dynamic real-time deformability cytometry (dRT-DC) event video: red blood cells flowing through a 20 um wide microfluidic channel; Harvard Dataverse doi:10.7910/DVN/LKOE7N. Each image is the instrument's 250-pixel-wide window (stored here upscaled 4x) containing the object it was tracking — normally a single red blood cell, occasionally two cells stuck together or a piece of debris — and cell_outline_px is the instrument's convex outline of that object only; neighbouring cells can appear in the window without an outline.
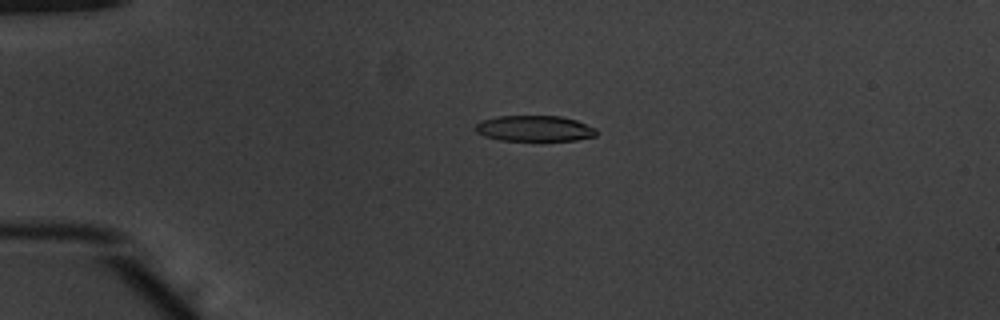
{"species": "common noctule bat (a hibernating species)", "species_latin": "Nyctalus noctula", "temperature_condition": "warm", "stored_images_in_passage": 53, "camera_frame_rate_fps": 3000, "um_per_image_px": 0.085, "animal": {"sex": "male", "body_mass_g": 20.1, "forearm_length_mm": 53.5}, "frame": {"image": 1, "passage_image": 13, "time_ms": 4.0, "image_size_px": [1000, 320], "cell_outline_px": [[596, 136], [576, 140], [500, 140], [484, 136], [476, 132], [472, 128], [480, 120], [496, 116], [560, 116], [576, 120], [596, 128]], "centroid_in_image_um": [45.38, 10.91], "position_along_channel_um": 39.6, "area_um2": 18.26}}
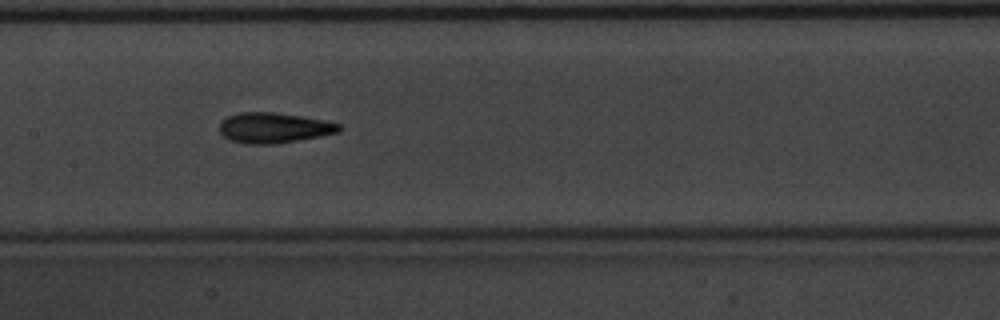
{"frame": {"image": 2, "passage_image": 27, "time_ms": 8.667, "image_size_px": [1000, 320], "cell_outline_px": [[340, 132], [276, 144], [248, 144], [232, 140], [224, 136], [220, 132], [220, 120], [228, 116], [240, 112], [272, 112], [300, 116], [324, 120], [340, 124]], "centroid_in_image_um": [23.26, 10.86], "position_along_channel_um": 184.1, "area_um2": 20.98}}
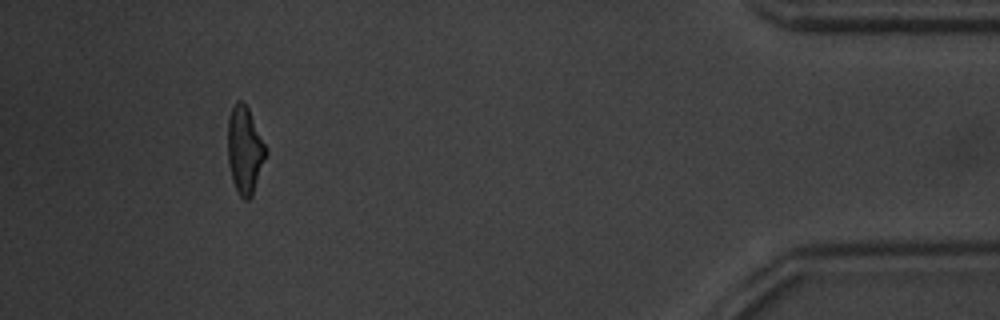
{"frame": {"image": 3, "passage_image": 49, "time_ms": 16.0, "image_size_px": [1000, 320], "cell_outline_px": [[268, 152], [252, 196], [248, 200], [244, 200], [240, 196], [232, 180], [228, 160], [228, 116], [236, 100], [244, 100], [268, 148]], "centroid_in_image_um": [20.82, 12.73], "position_along_channel_um": 414.4, "area_um2": 19.59}, "authors_computed_cell_mechanics": {"area_um2": 19.5942, "velocity_mm_per_s": 3.9116, "shape_relaxation_time_tau1_ms": 4.3593, "shape_relaxation_time_tau2_ms": 1.7513, "deformation_change_tau1": 0.1924, "deformation_change_tau2": 0.0992}}